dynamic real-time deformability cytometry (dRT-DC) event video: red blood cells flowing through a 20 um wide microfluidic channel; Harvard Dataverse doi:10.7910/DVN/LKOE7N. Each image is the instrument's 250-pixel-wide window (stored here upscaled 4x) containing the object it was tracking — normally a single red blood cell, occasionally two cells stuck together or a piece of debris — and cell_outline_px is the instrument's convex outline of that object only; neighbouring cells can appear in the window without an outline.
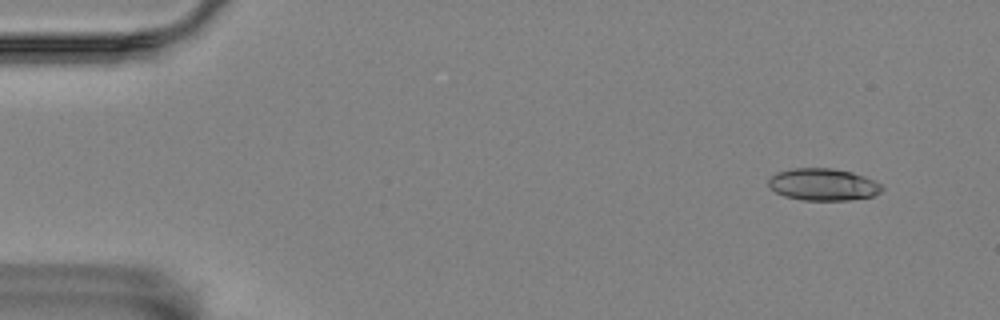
{"species": "Egyptian fruit bat (a non-hibernating species)", "species_latin": "Rousettus aegyptiacus", "temperature_condition": "room temperature", "stored_images_in_passage": 8, "camera_frame_rate_fps": 3000, "um_per_image_px": 0.085, "animal": {"sex": "female"}, "frame": {"image": 1, "passage_image": 2, "time_ms": 1.0, "image_size_px": [1000, 320], "cell_outline_px": [[884, 188], [880, 192], [872, 196], [848, 200], [800, 200], [784, 196], [776, 192], [768, 184], [768, 180], [776, 172], [792, 168], [832, 168], [852, 172], [864, 176], [880, 184]], "centroid_in_image_um": [69.95, 15.68], "position_along_channel_um": 15.1, "area_um2": 21.15}}
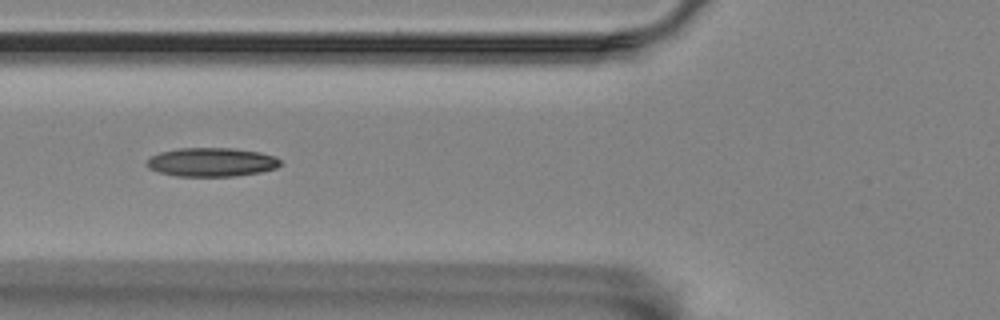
{"frame": {"image": 2, "passage_image": 7, "time_ms": 6.667, "image_size_px": [1000, 320], "cell_outline_px": [[280, 164], [276, 168], [260, 172], [236, 176], [176, 176], [160, 172], [148, 168], [144, 164], [152, 156], [160, 152], [180, 148], [232, 148], [260, 152], [276, 156], [280, 160]], "centroid_in_image_um": [17.99, 13.78], "position_along_channel_um": 107.8, "area_um2": 22.43}}
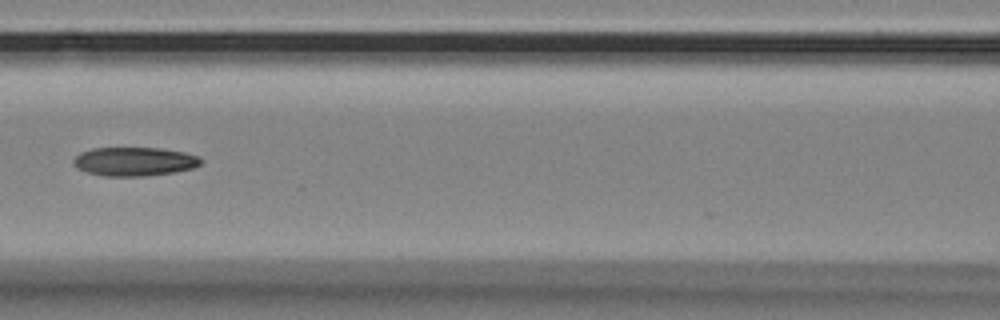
{"frame": {"image": 3, "passage_image": 8, "time_ms": 8.0, "image_size_px": [1000, 320], "cell_outline_px": [[204, 160], [200, 164], [192, 168], [172, 172], [144, 176], [104, 176], [88, 172], [76, 168], [72, 164], [72, 160], [80, 152], [92, 148], [160, 148], [184, 152], [200, 156]], "centroid_in_image_um": [11.41, 13.72], "position_along_channel_um": 155.2, "area_um2": 21.44}}